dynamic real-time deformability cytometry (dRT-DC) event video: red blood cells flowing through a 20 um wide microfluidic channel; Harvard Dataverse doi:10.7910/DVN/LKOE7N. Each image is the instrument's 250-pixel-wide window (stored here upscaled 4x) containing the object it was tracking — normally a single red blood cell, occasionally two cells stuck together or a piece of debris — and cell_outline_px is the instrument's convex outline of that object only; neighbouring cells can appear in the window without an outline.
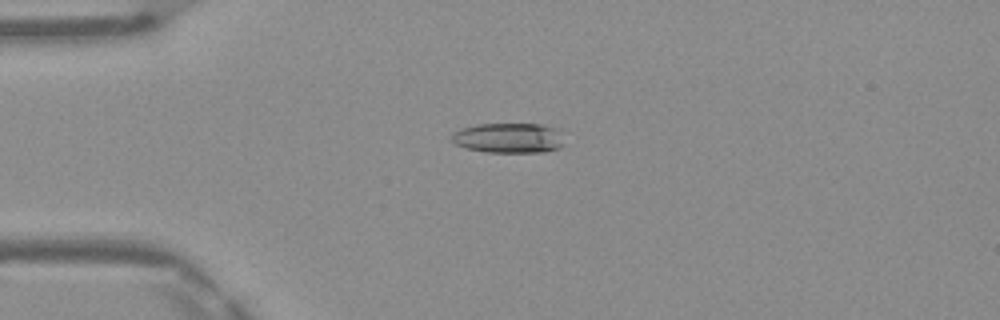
{"species": "Egyptian fruit bat (a non-hibernating species)", "species_latin": "Rousettus aegyptiacus", "temperature_condition": "warm", "stored_images_in_passage": 49, "camera_frame_rate_fps": 3000, "um_per_image_px": 0.085, "frame": {"image": 1, "passage_image": 13, "time_ms": 4.0, "image_size_px": [1000, 320], "cell_outline_px": [[564, 144], [560, 148], [544, 152], [488, 152], [468, 148], [456, 144], [452, 140], [452, 132], [476, 124], [540, 124], [556, 128]], "centroid_in_image_um": [43.25, 11.73], "position_along_channel_um": 41.7, "area_um2": 19.54}}
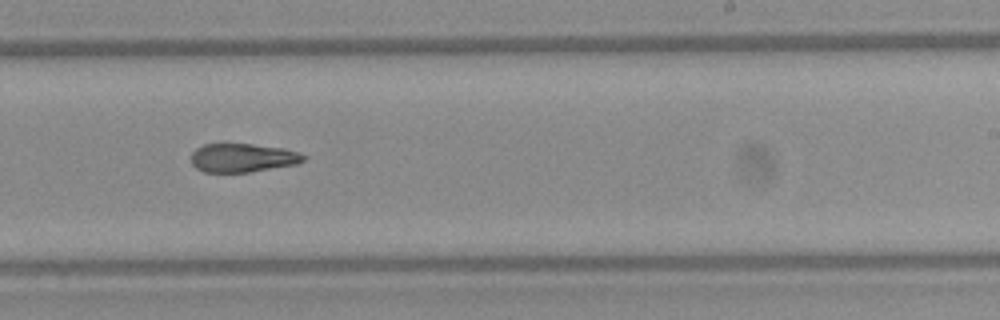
{"frame": {"image": 2, "passage_image": 31, "time_ms": 10.0, "image_size_px": [1000, 320], "cell_outline_px": [[308, 156], [304, 160], [296, 164], [248, 172], [204, 172], [196, 168], [192, 164], [192, 152], [196, 148], [204, 144], [252, 144], [284, 148], [300, 152]], "centroid_in_image_um": [20.64, 13.41], "position_along_channel_um": 268.4, "area_um2": 18.79}}
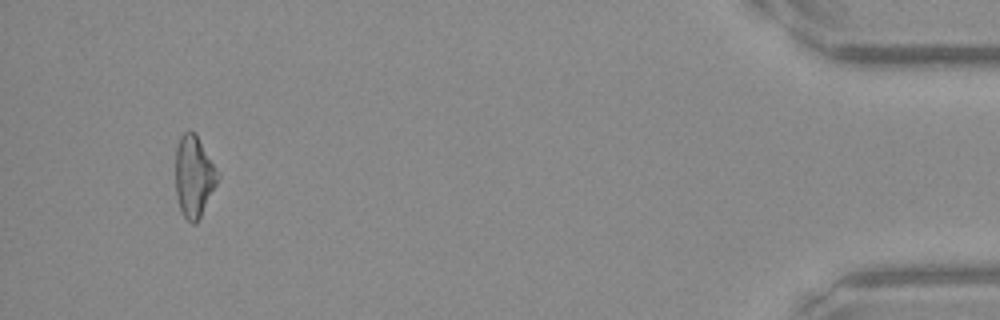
{"frame": {"image": 3, "passage_image": 47, "time_ms": 15.333, "image_size_px": [1000, 320], "cell_outline_px": [[220, 176], [196, 224], [192, 224], [184, 216], [180, 208], [176, 196], [176, 148], [180, 136], [184, 132], [196, 132], [216, 168]], "centroid_in_image_um": [16.47, 14.97], "position_along_channel_um": 418.7, "area_um2": 19.77}, "authors_computed_cell_mechanics": {"area_um2": 20.1722, "velocity_mm_per_s": 4.1899, "shape_relaxation_time_tau1_ms": null, "shape_relaxation_time_tau2_ms": 4.606, "deformation_change_tau1": null, "deformation_change_tau2": 0.1513}}